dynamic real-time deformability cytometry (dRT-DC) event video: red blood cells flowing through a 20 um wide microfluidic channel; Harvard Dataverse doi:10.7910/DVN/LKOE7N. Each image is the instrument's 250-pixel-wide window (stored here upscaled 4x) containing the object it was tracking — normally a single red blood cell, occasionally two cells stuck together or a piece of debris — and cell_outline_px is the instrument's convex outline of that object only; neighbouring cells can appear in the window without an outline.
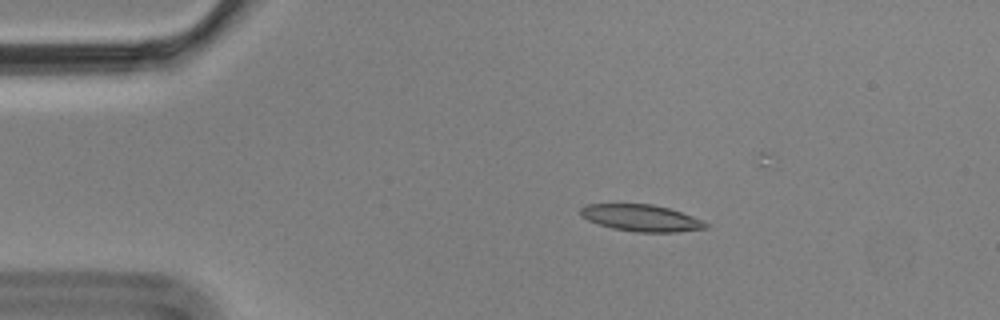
{"species": "Egyptian fruit bat (a non-hibernating species)", "species_latin": "Rousettus aegyptiacus", "temperature_condition": "cold", "stored_images_in_passage": 8, "camera_frame_rate_fps": 3000, "um_per_image_px": 0.085, "animal": {"sex": "male"}, "frame": {"image": 1, "passage_image": 4, "time_ms": 1.0, "image_size_px": [1000, 320], "cell_outline_px": [[708, 228], [676, 232], [636, 232], [612, 228], [588, 220], [580, 216], [580, 208], [584, 204], [652, 204], [668, 208], [704, 220], [708, 224]], "centroid_in_image_um": [54.5, 18.52], "position_along_channel_um": 30.5, "area_um2": 19.48}}
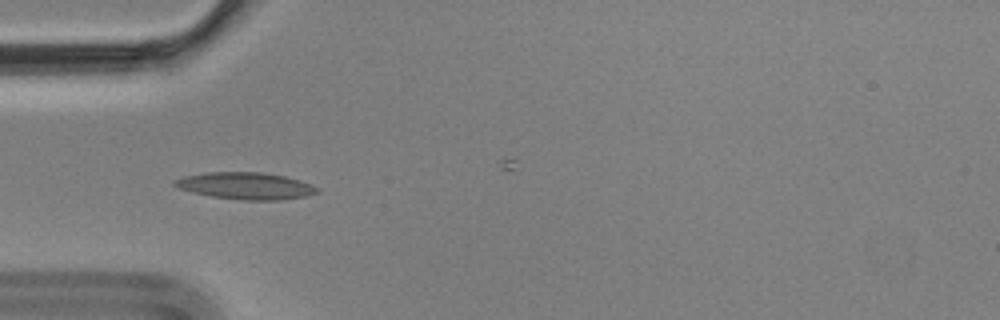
{"frame": {"image": 2, "passage_image": 6, "time_ms": 1.667, "image_size_px": [1000, 320], "cell_outline_px": [[320, 192], [304, 196], [280, 200], [240, 200], [212, 196], [192, 192], [180, 188], [172, 184], [172, 180], [184, 176], [208, 172], [260, 172], [284, 176], [300, 180], [312, 184], [320, 188]], "centroid_in_image_um": [20.9, 15.79], "position_along_channel_um": 64.1, "area_um2": 22.37}}